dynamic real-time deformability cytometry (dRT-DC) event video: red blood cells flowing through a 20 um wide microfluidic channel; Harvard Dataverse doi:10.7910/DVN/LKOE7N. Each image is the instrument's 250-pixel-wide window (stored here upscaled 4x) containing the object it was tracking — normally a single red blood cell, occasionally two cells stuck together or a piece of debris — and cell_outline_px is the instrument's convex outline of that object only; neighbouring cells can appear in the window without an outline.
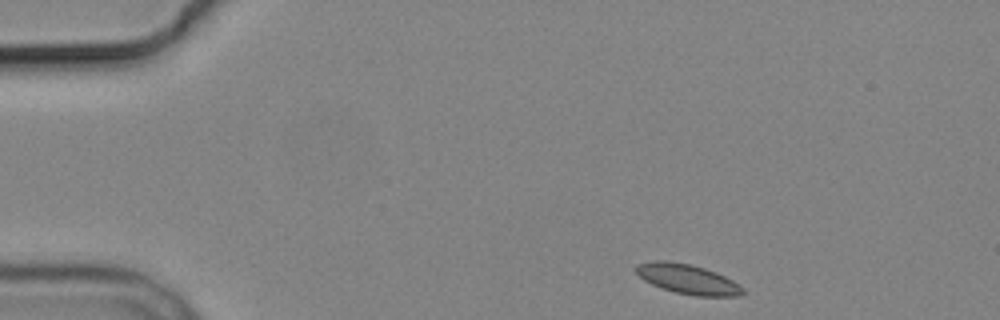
{"species": "common noctule bat (a hibernating species)", "species_latin": "Nyctalus noctula", "temperature_condition": "cold", "stored_images_in_passage": 3, "camera_frame_rate_fps": 3000, "um_per_image_px": 0.085, "animal": {"sex": "male", "body_mass_g": 19.2, "forearm_length_mm": 51.8}, "frame": {"image": 1, "passage_image": 1, "time_ms": 0.0, "image_size_px": [1000, 320], "cell_outline_px": [[744, 292], [740, 296], [696, 296], [676, 292], [660, 288], [644, 280], [636, 272], [636, 264], [652, 260], [668, 260], [692, 264], [716, 272], [740, 284], [744, 288]], "centroid_in_image_um": [58.45, 23.71], "position_along_channel_um": 26.5, "area_um2": 18.67}}